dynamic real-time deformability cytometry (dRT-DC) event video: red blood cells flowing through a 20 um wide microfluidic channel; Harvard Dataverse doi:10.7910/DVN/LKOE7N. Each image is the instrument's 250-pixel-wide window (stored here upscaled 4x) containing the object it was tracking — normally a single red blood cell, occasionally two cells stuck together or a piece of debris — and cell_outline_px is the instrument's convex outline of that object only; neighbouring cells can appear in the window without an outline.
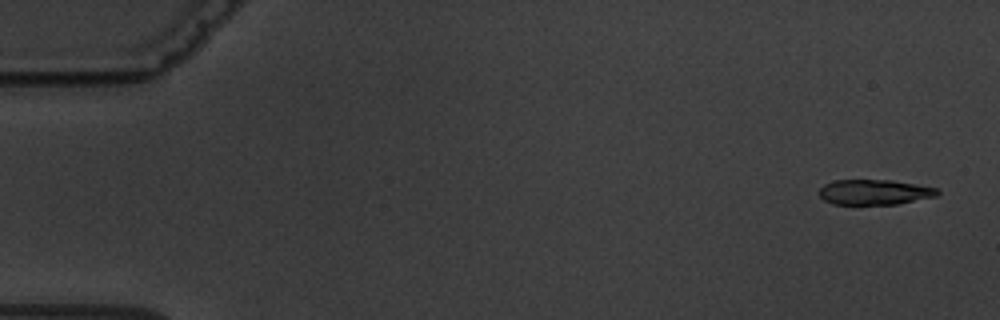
{"species": "common noctule bat (a hibernating species)", "species_latin": "Nyctalus noctula", "temperature_condition": "warm", "stored_images_in_passage": 6, "camera_frame_rate_fps": 3000, "um_per_image_px": 0.085, "animal": {"sex": "male", "body_mass_g": 19.5, "forearm_length_mm": 54.6}, "frame": {"image": 1, "passage_image": 1, "time_ms": 0.0, "image_size_px": [1000, 320], "cell_outline_px": [[940, 192], [936, 196], [896, 204], [832, 204], [824, 200], [820, 196], [820, 188], [824, 184], [836, 180], [892, 180], [940, 188]], "centroid_in_image_um": [74.35, 16.32], "position_along_channel_um": 10.6, "area_um2": 17.34}}
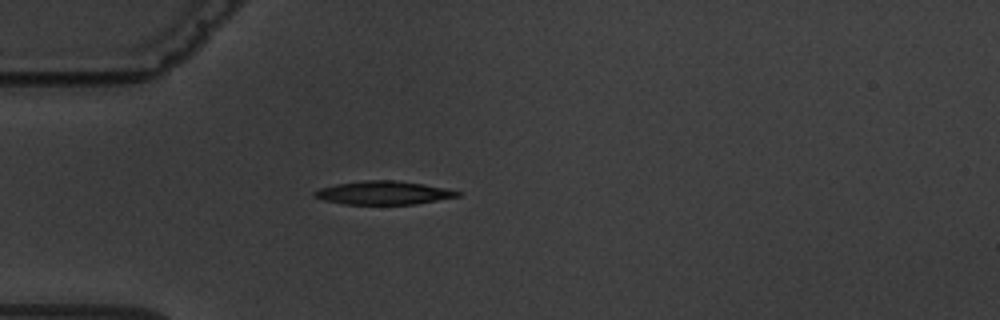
{"frame": {"image": 2, "passage_image": 5, "time_ms": 4.667, "image_size_px": [1000, 320], "cell_outline_px": [[460, 196], [416, 204], [344, 204], [324, 200], [312, 196], [312, 192], [320, 188], [336, 184], [364, 180], [396, 180], [424, 184], [444, 188], [460, 192]], "centroid_in_image_um": [32.56, 16.39], "position_along_channel_um": 52.4, "area_um2": 19.48}}